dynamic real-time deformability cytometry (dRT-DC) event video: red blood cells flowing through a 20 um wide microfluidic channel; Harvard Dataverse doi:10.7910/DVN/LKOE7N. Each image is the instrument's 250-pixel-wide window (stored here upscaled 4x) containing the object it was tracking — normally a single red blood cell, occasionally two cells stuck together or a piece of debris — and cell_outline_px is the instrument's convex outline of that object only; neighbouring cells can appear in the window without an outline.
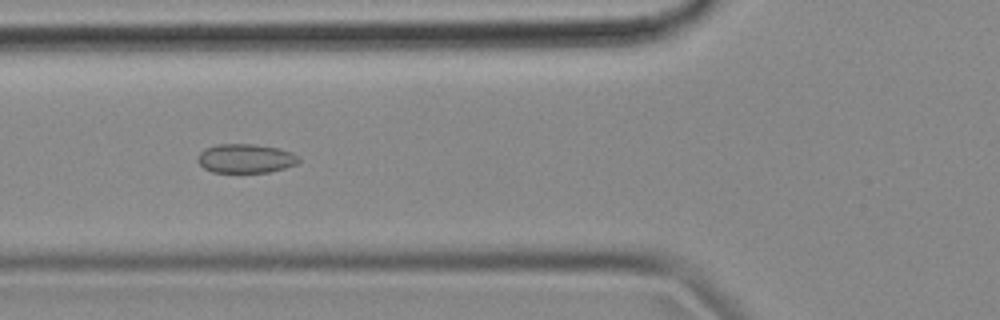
{"species": "common noctule bat (a hibernating species)", "species_latin": "Nyctalus noctula", "temperature_condition": "cold", "stored_images_in_passage": 49, "camera_frame_rate_fps": 3000, "um_per_image_px": 0.085, "animal": {"sex": "female", "body_mass_g": 18.4}, "frame": {"image": 1, "passage_image": 19, "time_ms": 6.0, "image_size_px": [1000, 320], "cell_outline_px": [[300, 160], [296, 164], [284, 168], [268, 172], [212, 172], [204, 168], [196, 160], [200, 152], [204, 148], [216, 144], [252, 144], [280, 148], [292, 152]], "centroid_in_image_um": [20.85, 13.46], "position_along_channel_um": 105.0, "area_um2": 17.11}}
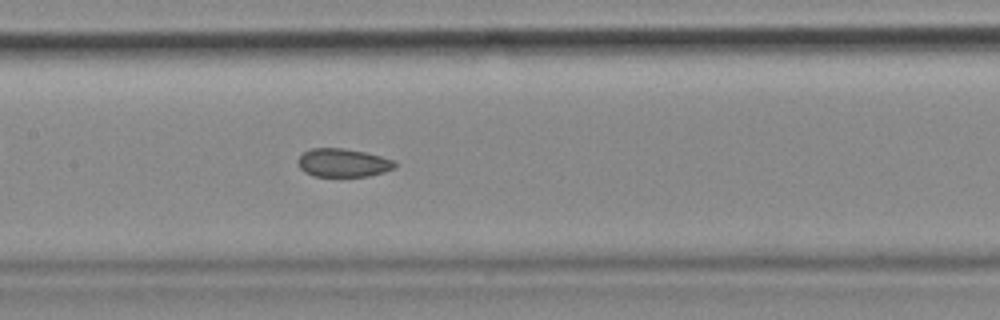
{"frame": {"image": 2, "passage_image": 25, "time_ms": 8.0, "image_size_px": [1000, 320], "cell_outline_px": [[396, 168], [384, 172], [368, 176], [312, 176], [304, 172], [300, 168], [296, 160], [304, 152], [312, 148], [344, 148], [364, 152], [396, 160]], "centroid_in_image_um": [29.16, 13.84], "position_along_channel_um": 178.2, "area_um2": 16.13}}
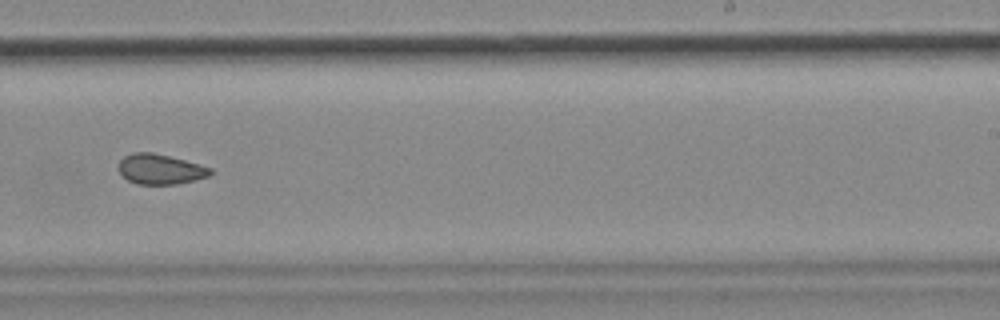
{"frame": {"image": 3, "passage_image": 33, "time_ms": 10.667, "image_size_px": [1000, 320], "cell_outline_px": [[216, 172], [208, 176], [176, 184], [136, 184], [128, 180], [120, 172], [120, 160], [124, 156], [132, 152], [152, 152], [200, 164], [212, 168]], "centroid_in_image_um": [13.65, 14.37], "position_along_channel_um": 275.4, "area_um2": 16.01}, "authors_computed_cell_mechanics": {"area_um2": 17.2822, "velocity_mm_per_s": 3.6556, "shape_relaxation_time_tau1_ms": null, "shape_relaxation_time_tau2_ms": 4.2766, "deformation_change_tau1": null, "deformation_change_tau2": 0.0803}}